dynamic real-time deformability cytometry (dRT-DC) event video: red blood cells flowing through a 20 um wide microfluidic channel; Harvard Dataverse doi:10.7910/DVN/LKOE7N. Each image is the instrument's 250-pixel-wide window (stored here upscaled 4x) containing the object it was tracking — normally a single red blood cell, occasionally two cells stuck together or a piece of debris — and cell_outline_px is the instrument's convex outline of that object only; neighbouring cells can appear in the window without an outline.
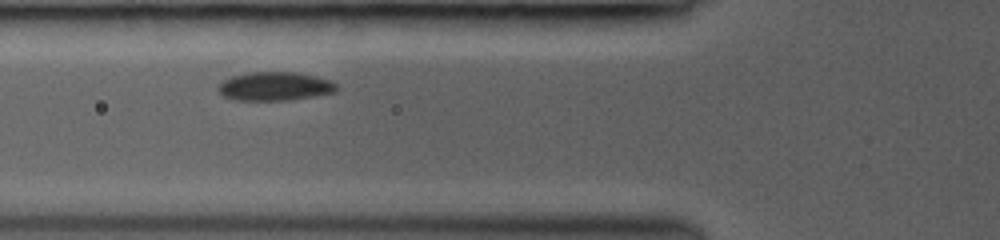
{"species": "common noctule bat (a hibernating species)", "species_latin": "Nyctalus noctula", "temperature_condition": "room temperature", "stored_images_in_passage": 4, "camera_frame_rate_fps": 3000, "um_per_image_px": 0.085, "animal": {"sex": "female", "body_mass_g": 19.0, "forearm_length_mm": 53.3}, "frame": {"image": 1, "passage_image": 3, "time_ms": 1.667, "image_size_px": [1000, 240], "cell_outline_px": [[340, 88], [336, 92], [316, 96], [288, 100], [232, 100], [224, 96], [216, 88], [224, 80], [232, 76], [248, 72], [296, 72], [316, 76], [332, 80]], "centroid_in_image_um": [23.4, 7.33], "position_along_channel_um": 102.4, "area_um2": 20.0}}